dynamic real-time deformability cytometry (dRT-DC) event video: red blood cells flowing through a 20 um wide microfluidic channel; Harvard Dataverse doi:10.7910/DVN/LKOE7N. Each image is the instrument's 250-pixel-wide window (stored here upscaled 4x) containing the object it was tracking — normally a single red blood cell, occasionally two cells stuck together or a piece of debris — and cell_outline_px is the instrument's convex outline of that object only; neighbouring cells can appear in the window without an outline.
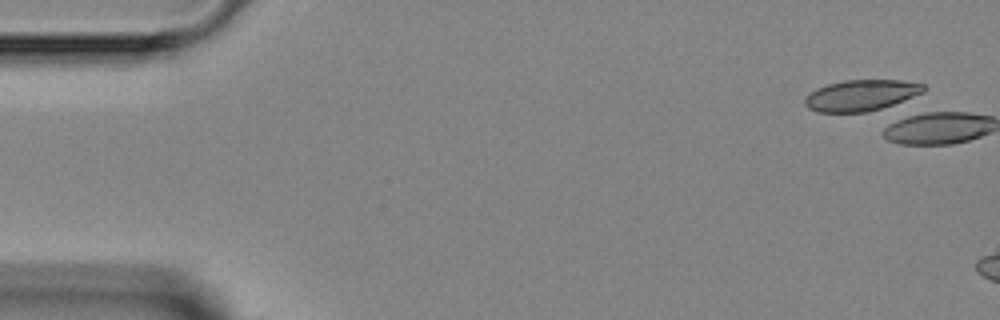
{"species": "Egyptian fruit bat (a non-hibernating species)", "species_latin": "Rousettus aegyptiacus", "temperature_condition": "room temperature", "stored_images_in_passage": 3, "camera_frame_rate_fps": 3000, "um_per_image_px": 0.085, "animal": {"sex": "female"}, "frame": {"image": 1, "passage_image": 1, "time_ms": 0.0, "image_size_px": [1000, 320], "cell_outline_px": [[924, 92], [892, 108], [868, 112], [816, 112], [808, 108], [804, 104], [804, 100], [816, 88], [828, 84], [844, 80], [900, 80], [924, 84]], "centroid_in_image_um": [73.27, 8.13], "position_along_channel_um": 11.7, "area_um2": 22.02}}